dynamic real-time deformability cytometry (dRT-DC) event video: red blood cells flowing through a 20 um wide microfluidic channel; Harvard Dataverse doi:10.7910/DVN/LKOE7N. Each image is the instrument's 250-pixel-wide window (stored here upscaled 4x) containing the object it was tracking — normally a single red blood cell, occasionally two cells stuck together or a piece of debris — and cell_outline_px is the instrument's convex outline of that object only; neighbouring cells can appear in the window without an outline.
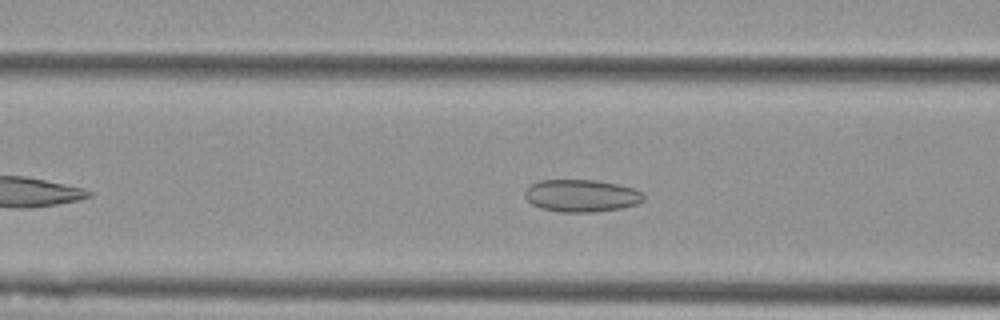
{"species": "Egyptian fruit bat (a non-hibernating species)", "species_latin": "Rousettus aegyptiacus", "temperature_condition": "cold", "stored_images_in_passage": 44, "camera_frame_rate_fps": 3000, "um_per_image_px": 0.085, "animal": {"sex": "female"}, "frame": {"image": 1, "passage_image": 12, "time_ms": 3.667, "image_size_px": [1000, 320], "cell_outline_px": [[644, 200], [636, 204], [620, 208], [592, 212], [560, 212], [540, 208], [532, 204], [524, 196], [524, 192], [532, 184], [540, 180], [596, 180], [636, 188], [644, 196]], "centroid_in_image_um": [49.41, 16.63], "position_along_channel_um": 117.2, "area_um2": 22.31}}
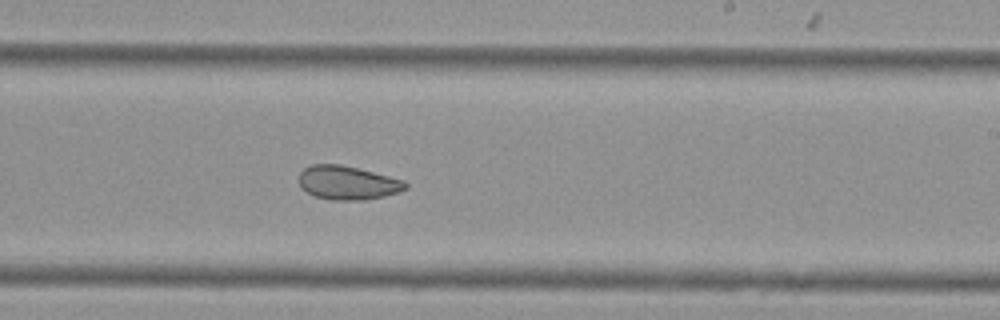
{"frame": {"image": 2, "passage_image": 24, "time_ms": 7.667, "image_size_px": [1000, 320], "cell_outline_px": [[408, 188], [400, 192], [384, 196], [364, 200], [332, 200], [316, 196], [300, 188], [300, 172], [304, 168], [312, 164], [340, 164], [404, 180], [408, 184]], "centroid_in_image_um": [29.56, 15.54], "position_along_channel_um": 259.4, "area_um2": 20.87}}
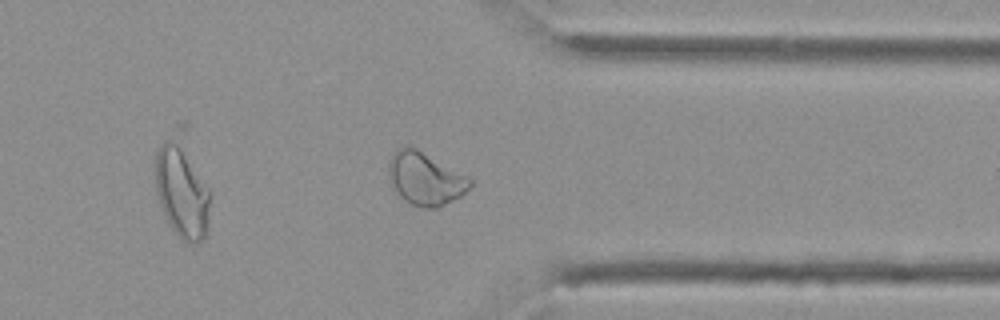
{"frame": {"image": 3, "passage_image": 34, "time_ms": 11.0, "image_size_px": [1000, 320], "cell_outline_px": [[472, 184], [460, 196], [436, 208], [420, 208], [412, 204], [400, 196], [388, 180], [388, 160], [396, 148], [404, 144], [408, 144], [416, 148], [468, 176], [472, 180]], "centroid_in_image_um": [36.09, 15.15], "position_along_channel_um": 375.3, "area_um2": 25.14}, "authors_computed_cell_mechanics": {"area_um2": 22.9755, "velocity_mm_per_s": 3.5734, "shape_relaxation_time_tau1_ms": null, "shape_relaxation_time_tau2_ms": 2.763, "deformation_change_tau1": null, "deformation_change_tau2": 0.0781}}